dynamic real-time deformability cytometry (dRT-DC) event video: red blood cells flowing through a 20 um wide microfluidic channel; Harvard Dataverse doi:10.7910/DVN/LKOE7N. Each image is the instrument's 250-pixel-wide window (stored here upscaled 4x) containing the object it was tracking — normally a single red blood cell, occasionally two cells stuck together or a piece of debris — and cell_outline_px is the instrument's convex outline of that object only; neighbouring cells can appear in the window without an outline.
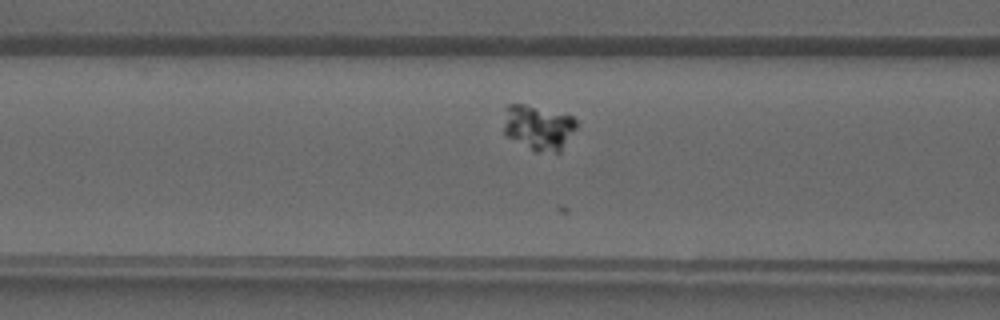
{"species": "common noctule bat (a hibernating species)", "species_latin": "Nyctalus noctula", "temperature_condition": "warm", "stored_images_in_passage": 20, "camera_frame_rate_fps": 3000, "um_per_image_px": 0.085, "animal": {"sex": "male", "forearm_length_mm": 52.5}, "frame": {"image": 1, "passage_image": 6, "time_ms": 1.667, "image_size_px": [1000, 320], "cell_outline_px": [[576, 128], [560, 152], [536, 152], [508, 136], [504, 132], [504, 124], [508, 104], [524, 104], [572, 116], [576, 120]], "centroid_in_image_um": [45.79, 10.85], "position_along_channel_um": 120.8, "area_um2": 18.67}}
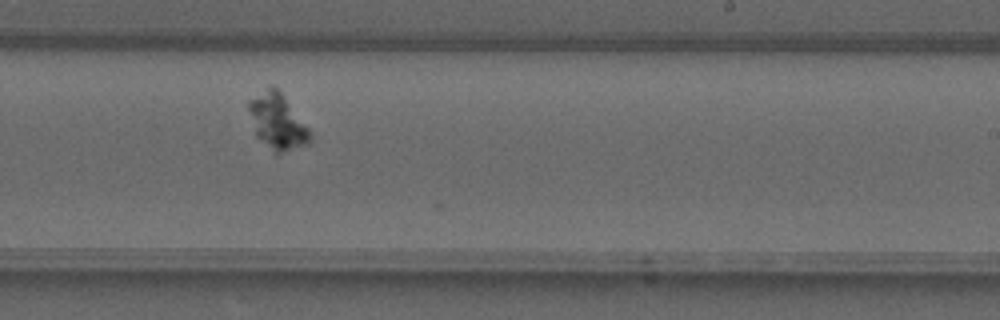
{"frame": {"image": 2, "passage_image": 15, "time_ms": 4.667, "image_size_px": [1000, 320], "cell_outline_px": [[312, 140], [308, 144], [276, 156], [256, 136], [248, 108], [248, 100], [268, 84], [272, 84], [284, 96], [308, 128], [312, 136]], "centroid_in_image_um": [23.56, 10.34], "position_along_channel_um": 265.4, "area_um2": 20.17}}
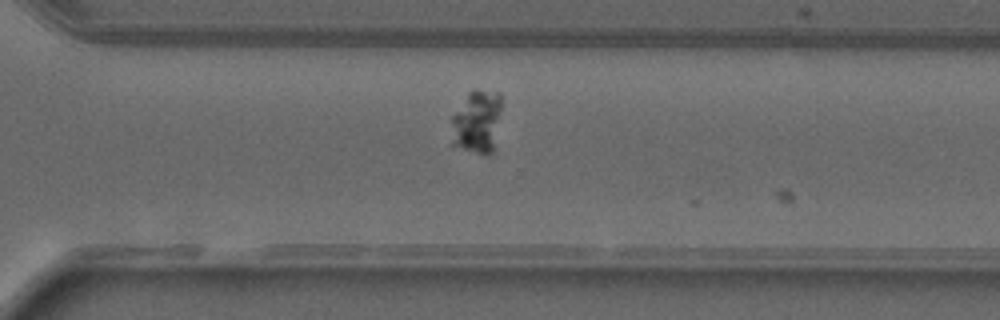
{"frame": {"image": 3, "passage_image": 19, "time_ms": 6.0, "image_size_px": [1000, 320], "cell_outline_px": [[500, 112], [492, 152], [488, 156], [484, 156], [452, 148], [452, 116], [468, 92], [472, 88], [476, 88], [500, 92]], "centroid_in_image_um": [40.51, 10.37], "position_along_channel_um": 330.1, "area_um2": 18.96}}